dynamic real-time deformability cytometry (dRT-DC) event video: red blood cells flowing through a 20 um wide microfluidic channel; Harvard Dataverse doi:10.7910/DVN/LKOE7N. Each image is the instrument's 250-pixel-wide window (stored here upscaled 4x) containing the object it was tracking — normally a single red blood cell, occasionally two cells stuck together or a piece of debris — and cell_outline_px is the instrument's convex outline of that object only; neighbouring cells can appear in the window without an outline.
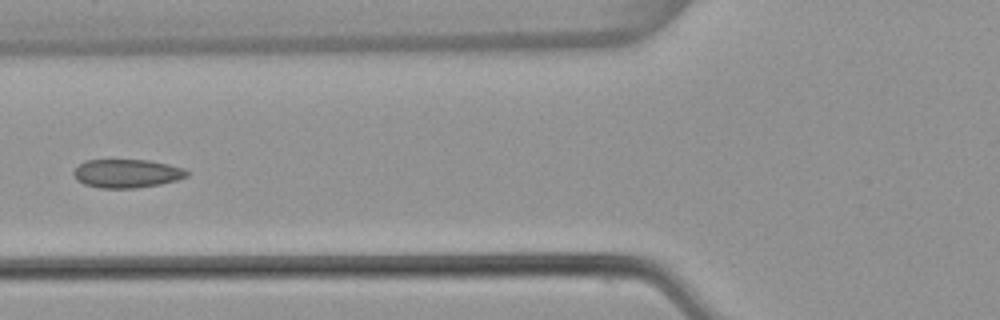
{"species": "common noctule bat (a hibernating species)", "species_latin": "Nyctalus noctula", "temperature_condition": "warm", "stored_images_in_passage": 3, "camera_frame_rate_fps": 3000, "um_per_image_px": 0.085, "animal": {"sex": "female", "body_mass_g": 22.7, "forearm_length_mm": 54.2}, "frame": {"image": 1, "passage_image": 3, "time_ms": 0.667, "image_size_px": [1000, 320], "cell_outline_px": [[192, 172], [188, 176], [176, 180], [160, 184], [136, 188], [100, 188], [84, 184], [76, 180], [72, 172], [84, 160], [148, 160], [168, 164], [184, 168]], "centroid_in_image_um": [10.8, 14.74], "position_along_channel_um": 115.0, "area_um2": 18.96}}